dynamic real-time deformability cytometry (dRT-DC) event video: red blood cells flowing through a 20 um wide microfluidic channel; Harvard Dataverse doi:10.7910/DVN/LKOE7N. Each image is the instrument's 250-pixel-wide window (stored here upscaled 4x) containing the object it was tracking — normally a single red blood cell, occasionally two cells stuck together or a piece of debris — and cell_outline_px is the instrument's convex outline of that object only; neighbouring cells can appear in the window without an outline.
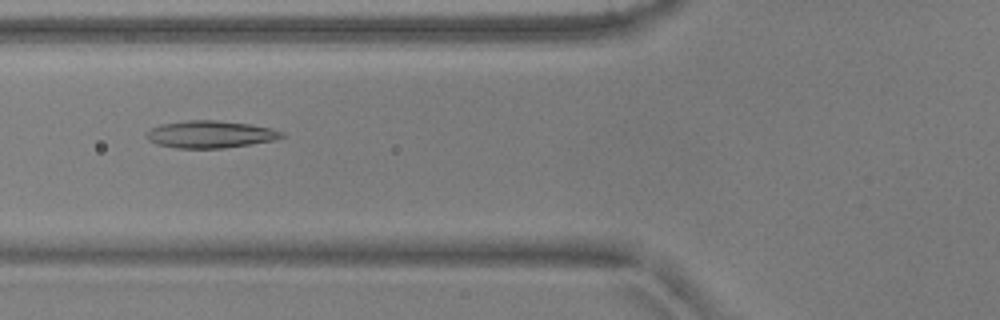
{"species": "common noctule bat (a hibernating species)", "species_latin": "Nyctalus noctula", "temperature_condition": "warm", "stored_images_in_passage": 7, "camera_frame_rate_fps": 3000, "um_per_image_px": 0.085, "animal": {"sex": "male", "body_mass_g": 17.9, "forearm_length_mm": 54.2}, "frame": {"image": 1, "passage_image": 6, "time_ms": 1.667, "image_size_px": [1000, 320], "cell_outline_px": [[288, 136], [276, 140], [224, 148], [176, 148], [156, 144], [148, 140], [144, 136], [152, 128], [160, 124], [188, 120], [216, 120], [248, 124], [272, 128], [284, 132]], "centroid_in_image_um": [17.9, 11.42], "position_along_channel_um": 107.9, "area_um2": 21.62}}
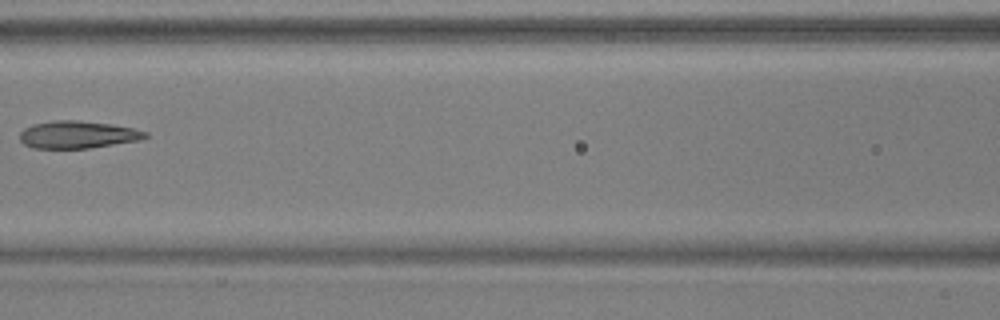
{"frame": {"image": 2, "passage_image": 7, "time_ms": 2.0, "image_size_px": [1000, 320], "cell_outline_px": [[148, 136], [140, 140], [88, 148], [32, 148], [24, 144], [20, 140], [20, 132], [24, 128], [32, 124], [56, 120], [76, 120], [112, 124], [132, 128], [148, 132]], "centroid_in_image_um": [6.59, 11.44], "position_along_channel_um": 160.0, "area_um2": 20.0}}